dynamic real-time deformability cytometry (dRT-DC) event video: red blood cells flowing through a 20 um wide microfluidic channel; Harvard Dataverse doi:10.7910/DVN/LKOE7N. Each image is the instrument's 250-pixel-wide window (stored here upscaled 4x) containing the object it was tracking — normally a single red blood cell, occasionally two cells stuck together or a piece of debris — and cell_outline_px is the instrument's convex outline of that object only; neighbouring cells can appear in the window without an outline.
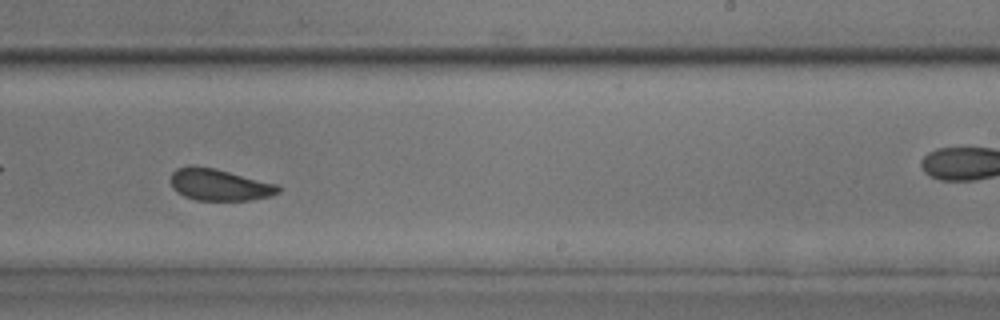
{"species": "common noctule bat (a hibernating species)", "species_latin": "Nyctalus noctula", "temperature_condition": "room temperature", "stored_images_in_passage": 48, "camera_frame_rate_fps": 3000, "um_per_image_px": 0.085, "animal": {"sex": "male", "body_mass_g": 17.9, "forearm_length_mm": 54.2}, "frame": {"image": 1, "passage_image": 28, "time_ms": 9.0, "image_size_px": [1000, 320], "cell_outline_px": [[280, 192], [272, 196], [252, 200], [196, 200], [184, 196], [172, 188], [172, 172], [176, 168], [192, 164], [216, 168], [280, 184]], "centroid_in_image_um": [18.69, 15.69], "position_along_channel_um": 270.3, "area_um2": 20.29}}
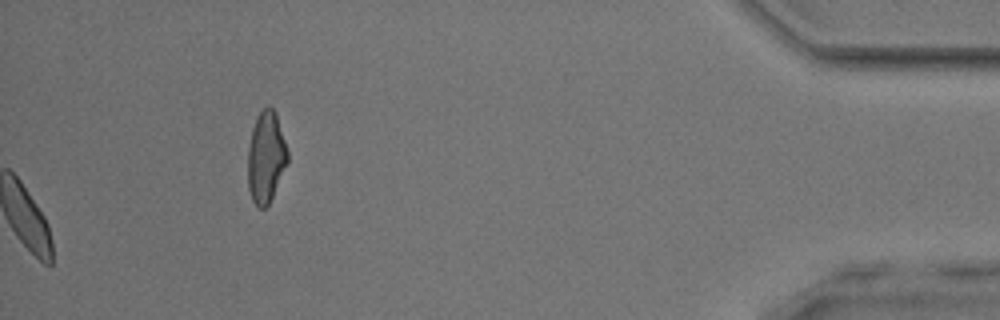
{"frame": {"image": 2, "passage_image": 48, "time_ms": 15.667, "image_size_px": [1000, 320], "cell_outline_px": [[288, 160], [272, 196], [268, 204], [264, 208], [260, 208], [252, 200], [248, 188], [248, 148], [252, 128], [260, 112], [268, 104], [276, 112], [288, 152]], "centroid_in_image_um": [22.6, 13.33], "position_along_channel_um": 412.6, "area_um2": 20.87}, "authors_computed_cell_mechanics": {"area_um2": 20.7791, "velocity_mm_per_s": 3.93, "shape_relaxation_time_tau1_ms": 4.0008, "shape_relaxation_time_tau2_ms": 2.8648, "deformation_change_tau1": 0.088, "deformation_change_tau2": 0.0863}}